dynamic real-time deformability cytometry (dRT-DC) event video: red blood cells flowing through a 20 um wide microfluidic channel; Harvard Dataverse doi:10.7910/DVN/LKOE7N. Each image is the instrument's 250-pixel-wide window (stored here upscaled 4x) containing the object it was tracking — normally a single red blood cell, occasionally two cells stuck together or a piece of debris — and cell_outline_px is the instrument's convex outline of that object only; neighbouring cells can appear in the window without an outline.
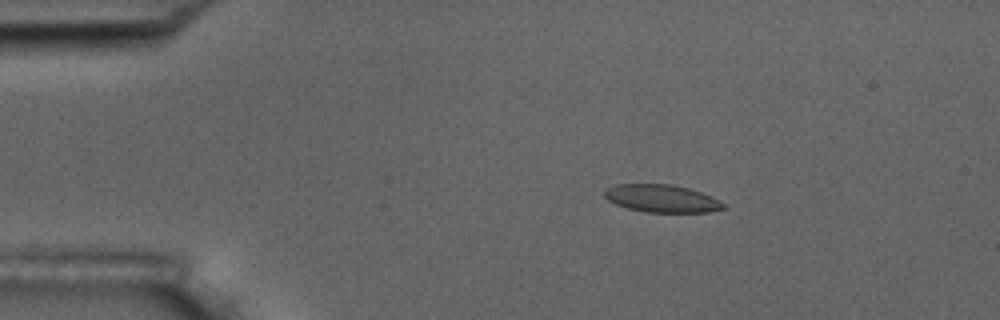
{"species": "common noctule bat (a hibernating species)", "species_latin": "Nyctalus noctula", "temperature_condition": "room temperature", "stored_images_in_passage": 6, "camera_frame_rate_fps": 3000, "um_per_image_px": 0.085, "animal": {"sex": "male", "body_mass_g": 17.5, "forearm_length_mm": 52.3}, "frame": {"image": 1, "passage_image": 3, "time_ms": 2.333, "image_size_px": [1000, 320], "cell_outline_px": [[724, 208], [708, 212], [644, 212], [628, 208], [616, 204], [608, 200], [604, 196], [604, 188], [616, 184], [672, 184], [688, 188], [712, 196], [720, 200], [724, 204]], "centroid_in_image_um": [56.22, 16.86], "position_along_channel_um": 28.8, "area_um2": 19.19}}
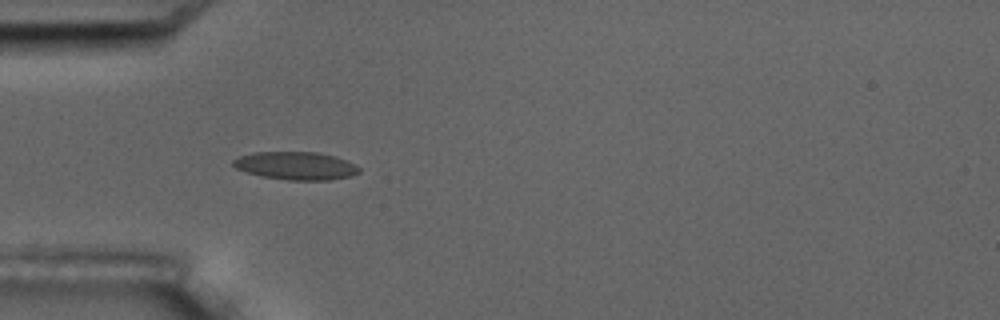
{"frame": {"image": 2, "passage_image": 5, "time_ms": 4.667, "image_size_px": [1000, 320], "cell_outline_px": [[360, 172], [348, 176], [328, 180], [288, 180], [260, 176], [236, 168], [232, 164], [232, 160], [240, 156], [252, 152], [316, 152], [336, 156], [360, 168]], "centroid_in_image_um": [25.11, 14.08], "position_along_channel_um": 59.9, "area_um2": 20.35}}